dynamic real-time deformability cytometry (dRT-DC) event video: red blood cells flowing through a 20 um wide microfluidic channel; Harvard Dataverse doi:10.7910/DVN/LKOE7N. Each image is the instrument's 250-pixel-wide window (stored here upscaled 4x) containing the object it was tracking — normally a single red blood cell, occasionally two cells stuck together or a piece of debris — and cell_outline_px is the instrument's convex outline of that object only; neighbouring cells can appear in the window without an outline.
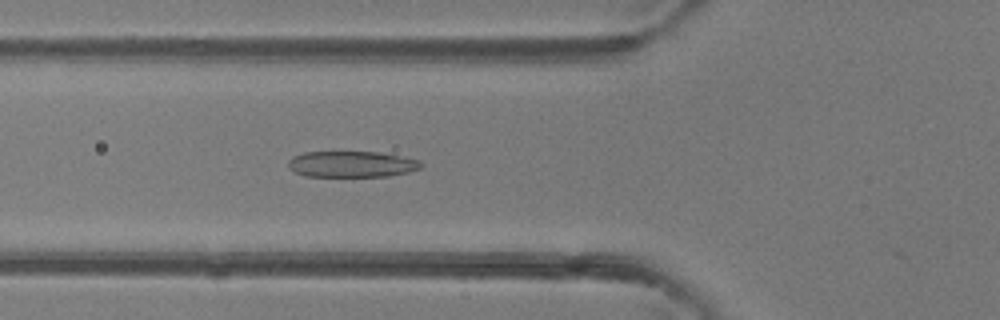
{"species": "common noctule bat (a hibernating species)", "species_latin": "Nyctalus noctula", "temperature_condition": "room temperature", "stored_images_in_passage": 27, "camera_frame_rate_fps": 3000, "um_per_image_px": 0.085, "animal": {"sex": "female"}, "frame": {"image": 1, "passage_image": 17, "time_ms": 5.333, "image_size_px": [1000, 320], "cell_outline_px": [[424, 164], [420, 168], [408, 172], [388, 176], [304, 176], [288, 168], [288, 160], [292, 156], [304, 152], [380, 152], [420, 160]], "centroid_in_image_um": [29.88, 13.95], "position_along_channel_um": 95.9, "area_um2": 20.23}}
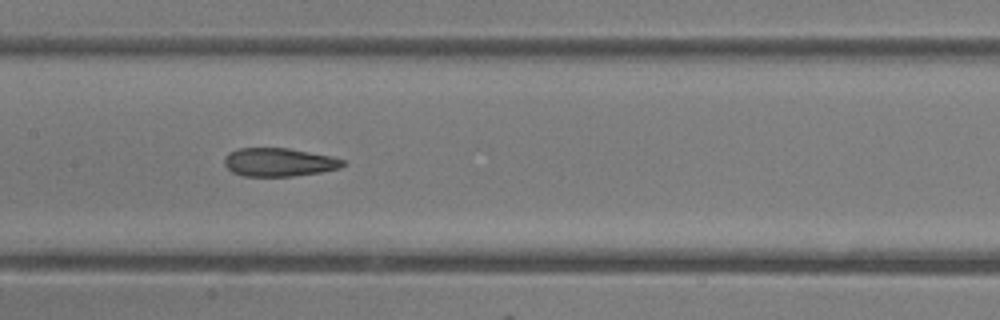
{"frame": {"image": 2, "passage_image": 23, "time_ms": 7.333, "image_size_px": [1000, 320], "cell_outline_px": [[344, 164], [340, 168], [320, 172], [292, 176], [244, 176], [232, 172], [224, 164], [224, 156], [228, 152], [240, 148], [288, 148], [332, 156], [344, 160]], "centroid_in_image_um": [23.69, 13.78], "position_along_channel_um": 183.7, "area_um2": 19.59}}
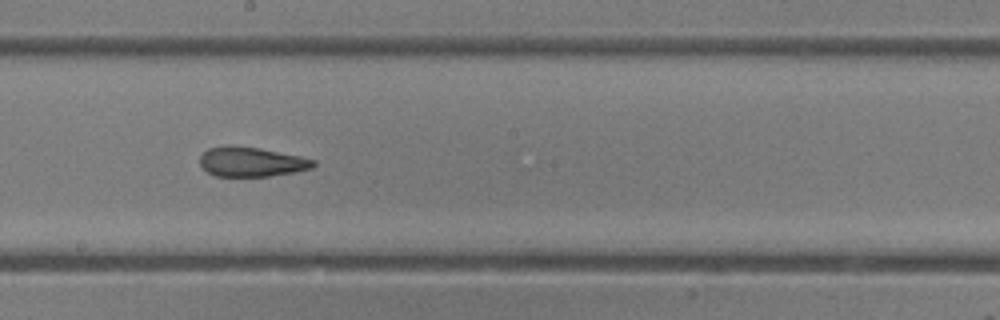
{"frame": {"image": 3, "passage_image": 26, "time_ms": 8.333, "image_size_px": [1000, 320], "cell_outline_px": [[316, 164], [312, 168], [296, 172], [268, 176], [216, 176], [208, 172], [200, 164], [200, 156], [208, 148], [228, 144], [232, 144], [260, 148], [300, 156], [316, 160]], "centroid_in_image_um": [21.38, 13.74], "position_along_channel_um": 226.8, "area_um2": 19.77}}